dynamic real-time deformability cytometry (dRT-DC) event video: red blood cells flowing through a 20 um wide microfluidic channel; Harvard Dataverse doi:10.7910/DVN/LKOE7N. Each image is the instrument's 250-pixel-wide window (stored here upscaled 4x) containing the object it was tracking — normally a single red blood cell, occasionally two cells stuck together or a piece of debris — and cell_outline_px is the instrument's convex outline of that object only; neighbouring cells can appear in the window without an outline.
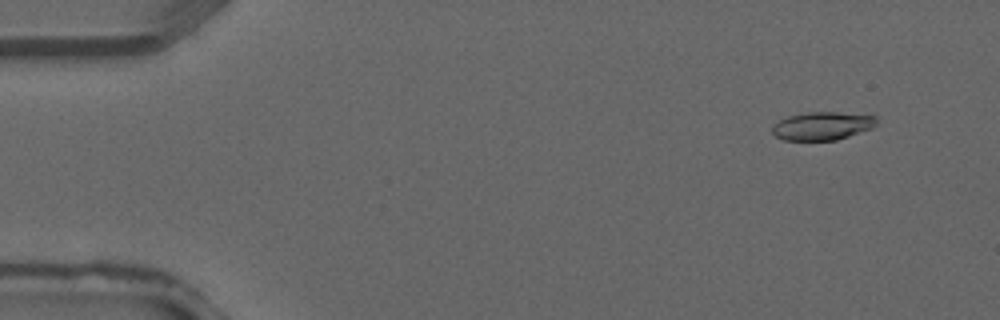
{"species": "common noctule bat (a hibernating species)", "species_latin": "Nyctalus noctula", "temperature_condition": "warm", "stored_images_in_passage": 40, "segment_of_instrument_passage": [1, 2], "camera_frame_rate_fps": 3000, "um_per_image_px": 0.085, "animal": {"sex": "male", "forearm_length_mm": 52.5}, "frame": {"image": 1, "passage_image": 4, "time_ms": 1.0, "image_size_px": [1000, 320], "cell_outline_px": [[876, 124], [872, 128], [836, 140], [784, 140], [776, 136], [772, 132], [772, 124], [788, 116], [808, 112], [836, 112], [876, 116]], "centroid_in_image_um": [69.87, 10.7], "position_along_channel_um": 15.1, "area_um2": 16.99}}
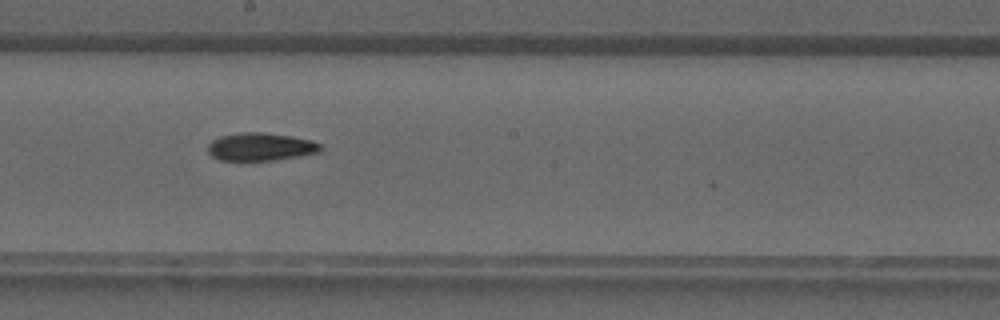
{"frame": {"image": 2, "passage_image": 22, "time_ms": 7.0, "image_size_px": [1000, 320], "cell_outline_px": [[324, 148], [320, 152], [300, 156], [276, 160], [220, 160], [212, 156], [208, 152], [208, 144], [212, 140], [220, 136], [240, 132], [260, 132], [292, 136], [312, 140], [320, 144]], "centroid_in_image_um": [22.17, 12.47], "position_along_channel_um": 226.0, "area_um2": 18.44}}
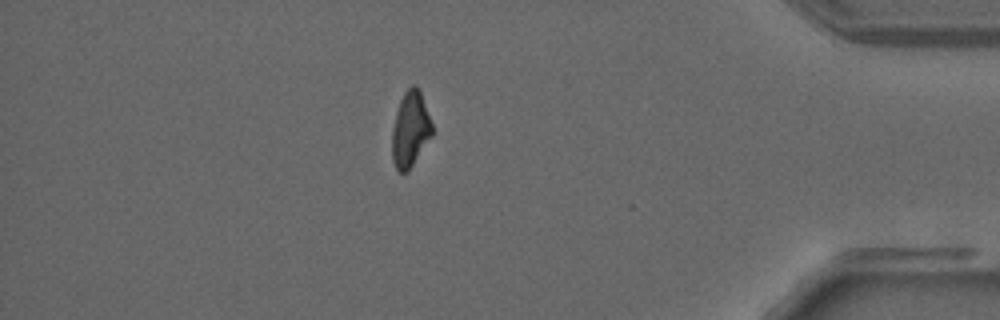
{"frame": {"image": 3, "passage_image": 34, "time_ms": 11.0, "image_size_px": [1000, 320], "cell_outline_px": [[432, 136], [408, 172], [396, 172], [392, 160], [392, 128], [396, 112], [400, 100], [404, 92], [412, 84], [416, 84], [420, 92], [432, 124]], "centroid_in_image_um": [34.86, 11.03], "position_along_channel_um": 400.3, "area_um2": 17.69}}